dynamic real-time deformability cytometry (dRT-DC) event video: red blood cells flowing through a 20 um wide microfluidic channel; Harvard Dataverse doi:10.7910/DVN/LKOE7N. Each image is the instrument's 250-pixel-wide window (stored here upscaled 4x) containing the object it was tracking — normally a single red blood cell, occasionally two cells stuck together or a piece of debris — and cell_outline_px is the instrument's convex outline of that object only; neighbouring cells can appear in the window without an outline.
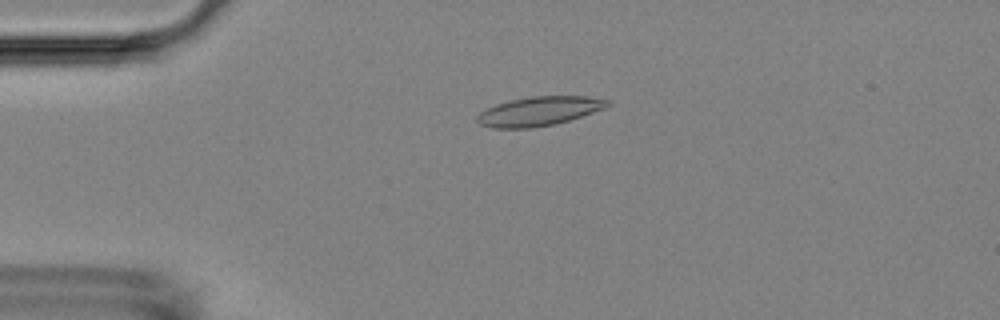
{"species": "Egyptian fruit bat (a non-hibernating species)", "species_latin": "Rousettus aegyptiacus", "temperature_condition": "room temperature", "stored_images_in_passage": 54, "camera_frame_rate_fps": 3000, "um_per_image_px": 0.085, "animal": {"sex": "female"}, "frame": {"image": 1, "passage_image": 12, "time_ms": 3.667, "image_size_px": [1000, 320], "cell_outline_px": [[612, 104], [604, 108], [556, 124], [532, 128], [492, 128], [480, 124], [476, 120], [476, 116], [480, 112], [496, 104], [512, 100], [532, 96], [588, 96], [608, 100]], "centroid_in_image_um": [45.81, 9.45], "position_along_channel_um": 39.2, "area_um2": 21.96}}
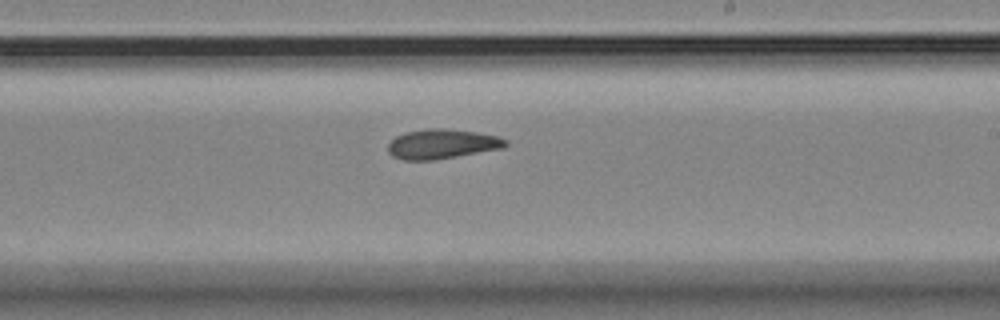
{"frame": {"image": 2, "passage_image": 32, "time_ms": 10.333, "image_size_px": [1000, 320], "cell_outline_px": [[508, 144], [504, 148], [436, 160], [400, 160], [392, 156], [388, 152], [388, 144], [396, 136], [404, 132], [428, 128], [444, 128], [476, 132], [500, 136], [508, 140]], "centroid_in_image_um": [37.58, 12.24], "position_along_channel_um": 251.4, "area_um2": 20.63}}
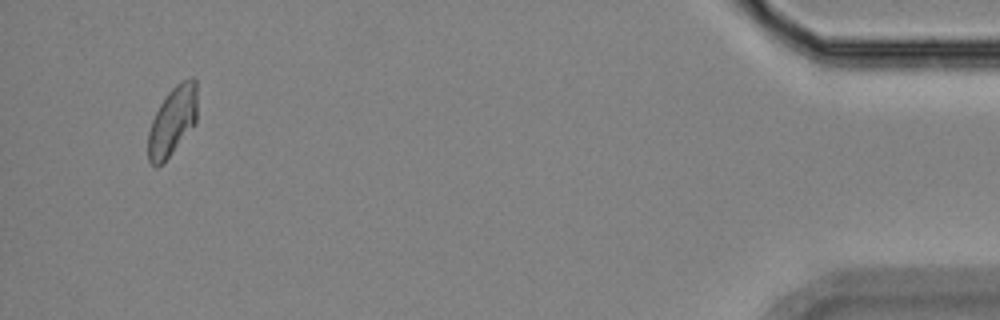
{"frame": {"image": 3, "passage_image": 52, "time_ms": 17.0, "image_size_px": [1000, 320], "cell_outline_px": [[196, 124], [168, 156], [156, 168], [148, 160], [148, 132], [152, 120], [160, 104], [168, 92], [180, 80], [192, 76], [196, 80]], "centroid_in_image_um": [14.66, 10.25], "position_along_channel_um": 420.5, "area_um2": 19.59}, "authors_computed_cell_mechanics": {"area_um2": 20.4034, "velocity_mm_per_s": 3.6242, "shape_relaxation_time_tau1_ms": null, "shape_relaxation_time_tau2_ms": 5.3108, "deformation_change_tau1": null, "deformation_change_tau2": 0.1167}}